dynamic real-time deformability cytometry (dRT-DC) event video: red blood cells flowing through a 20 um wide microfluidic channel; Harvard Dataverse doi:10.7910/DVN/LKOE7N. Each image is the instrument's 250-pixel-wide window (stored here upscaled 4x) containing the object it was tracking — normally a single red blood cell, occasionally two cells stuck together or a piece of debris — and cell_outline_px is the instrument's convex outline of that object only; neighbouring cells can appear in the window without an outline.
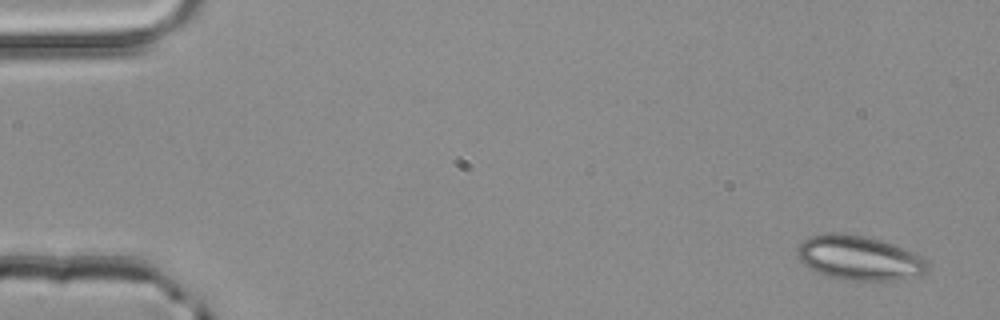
{"species": "common noctule bat (a hibernating species)", "species_latin": "Nyctalus noctula", "temperature_condition": "room temperature", "stored_images_in_passage": 52, "camera_frame_rate_fps": 3000, "um_per_image_px": 0.085, "animal": {"sex": "male", "body_mass_g": 20.4}, "frame": {"image": 1, "passage_image": 1, "time_ms": 0.0, "image_size_px": [1000, 320], "cell_outline_px": [[928, 268], [920, 276], [896, 280], [844, 280], [828, 276], [808, 268], [796, 256], [796, 248], [804, 240], [812, 236], [824, 232], [844, 232], [864, 236], [880, 240], [916, 252], [928, 264]], "centroid_in_image_um": [73.01, 21.91], "position_along_channel_um": 12.0, "area_um2": 33.93}}
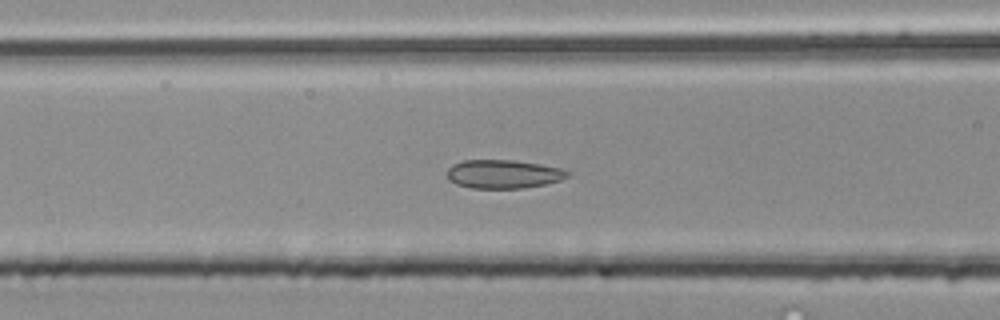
{"frame": {"image": 2, "passage_image": 20, "time_ms": 6.333, "image_size_px": [1000, 320], "cell_outline_px": [[568, 176], [560, 180], [544, 184], [524, 188], [472, 188], [456, 184], [448, 180], [448, 168], [452, 164], [464, 160], [512, 160], [540, 164], [560, 168], [568, 172]], "centroid_in_image_um": [42.75, 14.79], "position_along_channel_um": 123.9, "area_um2": 19.94}}
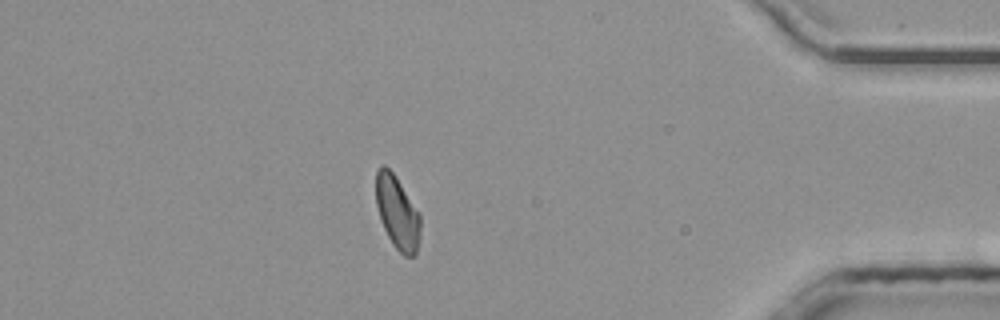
{"frame": {"image": 3, "passage_image": 44, "time_ms": 14.333, "image_size_px": [1000, 320], "cell_outline_px": [[420, 240], [416, 256], [404, 256], [392, 244], [384, 228], [376, 204], [376, 172], [380, 164], [384, 164], [396, 176], [420, 216]], "centroid_in_image_um": [33.77, 18.08], "position_along_channel_um": 401.4, "area_um2": 18.84}, "authors_computed_cell_mechanics": {"area_um2": 19.7098, "velocity_mm_per_s": 4.0021, "shape_relaxation_time_tau1_ms": 6.5907, "shape_relaxation_time_tau2_ms": 1.7176, "deformation_change_tau1": 0.1076, "deformation_change_tau2": 0.0554}}